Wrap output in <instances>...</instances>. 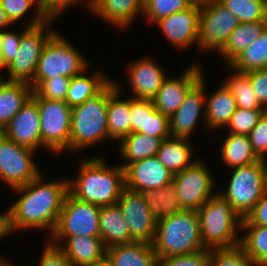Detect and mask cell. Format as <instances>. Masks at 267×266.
<instances>
[{"mask_svg": "<svg viewBox=\"0 0 267 266\" xmlns=\"http://www.w3.org/2000/svg\"><path fill=\"white\" fill-rule=\"evenodd\" d=\"M88 59L60 31H56L41 52L33 81V90L46 79L57 76L72 78L83 73L90 65Z\"/></svg>", "mask_w": 267, "mask_h": 266, "instance_id": "6", "label": "cell"}, {"mask_svg": "<svg viewBox=\"0 0 267 266\" xmlns=\"http://www.w3.org/2000/svg\"><path fill=\"white\" fill-rule=\"evenodd\" d=\"M35 152L0 133V181L13 190L36 179L42 172L34 161Z\"/></svg>", "mask_w": 267, "mask_h": 266, "instance_id": "12", "label": "cell"}, {"mask_svg": "<svg viewBox=\"0 0 267 266\" xmlns=\"http://www.w3.org/2000/svg\"><path fill=\"white\" fill-rule=\"evenodd\" d=\"M6 80V76L3 77V74L0 75V86L2 85V83Z\"/></svg>", "mask_w": 267, "mask_h": 266, "instance_id": "56", "label": "cell"}, {"mask_svg": "<svg viewBox=\"0 0 267 266\" xmlns=\"http://www.w3.org/2000/svg\"><path fill=\"white\" fill-rule=\"evenodd\" d=\"M112 266H156L157 255L152 244L132 242L107 248Z\"/></svg>", "mask_w": 267, "mask_h": 266, "instance_id": "28", "label": "cell"}, {"mask_svg": "<svg viewBox=\"0 0 267 266\" xmlns=\"http://www.w3.org/2000/svg\"><path fill=\"white\" fill-rule=\"evenodd\" d=\"M199 16L200 4L193 3L189 8L163 17L153 24L162 31L167 41L171 43L176 50H186L191 45L197 44L199 40Z\"/></svg>", "mask_w": 267, "mask_h": 266, "instance_id": "14", "label": "cell"}, {"mask_svg": "<svg viewBox=\"0 0 267 266\" xmlns=\"http://www.w3.org/2000/svg\"><path fill=\"white\" fill-rule=\"evenodd\" d=\"M157 258L186 255L207 249L203 245L196 210H183L157 221L152 243Z\"/></svg>", "mask_w": 267, "mask_h": 266, "instance_id": "4", "label": "cell"}, {"mask_svg": "<svg viewBox=\"0 0 267 266\" xmlns=\"http://www.w3.org/2000/svg\"><path fill=\"white\" fill-rule=\"evenodd\" d=\"M240 24L237 17L217 0H205L200 5L198 47L204 51L219 52L230 33Z\"/></svg>", "mask_w": 267, "mask_h": 266, "instance_id": "11", "label": "cell"}, {"mask_svg": "<svg viewBox=\"0 0 267 266\" xmlns=\"http://www.w3.org/2000/svg\"><path fill=\"white\" fill-rule=\"evenodd\" d=\"M228 66L232 70L243 73L267 69V27L260 36L237 55Z\"/></svg>", "mask_w": 267, "mask_h": 266, "instance_id": "34", "label": "cell"}, {"mask_svg": "<svg viewBox=\"0 0 267 266\" xmlns=\"http://www.w3.org/2000/svg\"><path fill=\"white\" fill-rule=\"evenodd\" d=\"M127 221L131 243L152 244L155 238L157 221L152 216L148 204L141 193L124 189L118 199Z\"/></svg>", "mask_w": 267, "mask_h": 266, "instance_id": "15", "label": "cell"}, {"mask_svg": "<svg viewBox=\"0 0 267 266\" xmlns=\"http://www.w3.org/2000/svg\"><path fill=\"white\" fill-rule=\"evenodd\" d=\"M116 89L114 79H111L96 95L72 107L70 153L75 154L100 142L110 141L107 105Z\"/></svg>", "mask_w": 267, "mask_h": 266, "instance_id": "3", "label": "cell"}, {"mask_svg": "<svg viewBox=\"0 0 267 266\" xmlns=\"http://www.w3.org/2000/svg\"><path fill=\"white\" fill-rule=\"evenodd\" d=\"M44 178L41 173L25 186L12 190L19 195L6 210L10 235L25 229H46L50 236L54 232L68 193V179L47 182Z\"/></svg>", "mask_w": 267, "mask_h": 266, "instance_id": "1", "label": "cell"}, {"mask_svg": "<svg viewBox=\"0 0 267 266\" xmlns=\"http://www.w3.org/2000/svg\"><path fill=\"white\" fill-rule=\"evenodd\" d=\"M162 140L142 133H131L119 141V154L124 169L135 161L156 156Z\"/></svg>", "mask_w": 267, "mask_h": 266, "instance_id": "30", "label": "cell"}, {"mask_svg": "<svg viewBox=\"0 0 267 266\" xmlns=\"http://www.w3.org/2000/svg\"><path fill=\"white\" fill-rule=\"evenodd\" d=\"M266 111V109L236 108L229 123L226 125V130L228 128V133L249 135Z\"/></svg>", "mask_w": 267, "mask_h": 266, "instance_id": "41", "label": "cell"}, {"mask_svg": "<svg viewBox=\"0 0 267 266\" xmlns=\"http://www.w3.org/2000/svg\"><path fill=\"white\" fill-rule=\"evenodd\" d=\"M151 99H136L131 97V133L146 135L147 114L155 111Z\"/></svg>", "mask_w": 267, "mask_h": 266, "instance_id": "43", "label": "cell"}, {"mask_svg": "<svg viewBox=\"0 0 267 266\" xmlns=\"http://www.w3.org/2000/svg\"><path fill=\"white\" fill-rule=\"evenodd\" d=\"M76 179H68V192L78 200L97 206L117 204L125 189L124 169L110 166L103 155L80 160Z\"/></svg>", "mask_w": 267, "mask_h": 266, "instance_id": "2", "label": "cell"}, {"mask_svg": "<svg viewBox=\"0 0 267 266\" xmlns=\"http://www.w3.org/2000/svg\"><path fill=\"white\" fill-rule=\"evenodd\" d=\"M227 189L217 191L243 219L267 191L266 160L232 168Z\"/></svg>", "mask_w": 267, "mask_h": 266, "instance_id": "7", "label": "cell"}, {"mask_svg": "<svg viewBox=\"0 0 267 266\" xmlns=\"http://www.w3.org/2000/svg\"><path fill=\"white\" fill-rule=\"evenodd\" d=\"M9 26H13V24L8 19L6 13L0 5V31L10 28Z\"/></svg>", "mask_w": 267, "mask_h": 266, "instance_id": "53", "label": "cell"}, {"mask_svg": "<svg viewBox=\"0 0 267 266\" xmlns=\"http://www.w3.org/2000/svg\"><path fill=\"white\" fill-rule=\"evenodd\" d=\"M193 3L202 4L205 0H191Z\"/></svg>", "mask_w": 267, "mask_h": 266, "instance_id": "57", "label": "cell"}, {"mask_svg": "<svg viewBox=\"0 0 267 266\" xmlns=\"http://www.w3.org/2000/svg\"><path fill=\"white\" fill-rule=\"evenodd\" d=\"M145 0H93L92 14L119 29L129 27L138 13L143 16Z\"/></svg>", "mask_w": 267, "mask_h": 266, "instance_id": "21", "label": "cell"}, {"mask_svg": "<svg viewBox=\"0 0 267 266\" xmlns=\"http://www.w3.org/2000/svg\"><path fill=\"white\" fill-rule=\"evenodd\" d=\"M209 258L210 249H201L186 255L157 258L156 266H208Z\"/></svg>", "mask_w": 267, "mask_h": 266, "instance_id": "44", "label": "cell"}, {"mask_svg": "<svg viewBox=\"0 0 267 266\" xmlns=\"http://www.w3.org/2000/svg\"><path fill=\"white\" fill-rule=\"evenodd\" d=\"M2 69L4 70L5 68H4V66H3V64H2V62H1V59H0V75L2 74V73H1V71H3Z\"/></svg>", "mask_w": 267, "mask_h": 266, "instance_id": "58", "label": "cell"}, {"mask_svg": "<svg viewBox=\"0 0 267 266\" xmlns=\"http://www.w3.org/2000/svg\"><path fill=\"white\" fill-rule=\"evenodd\" d=\"M225 66L230 73L233 71V74L229 75L225 81L223 80V83L232 92V95L236 100V108L265 109L256 99V95L251 88L248 75L243 72L232 70L228 65Z\"/></svg>", "mask_w": 267, "mask_h": 266, "instance_id": "36", "label": "cell"}, {"mask_svg": "<svg viewBox=\"0 0 267 266\" xmlns=\"http://www.w3.org/2000/svg\"><path fill=\"white\" fill-rule=\"evenodd\" d=\"M114 82L117 89L109 97L107 105V123L109 138L112 142H119L121 139L131 134V97L122 98V86L118 81Z\"/></svg>", "mask_w": 267, "mask_h": 266, "instance_id": "25", "label": "cell"}, {"mask_svg": "<svg viewBox=\"0 0 267 266\" xmlns=\"http://www.w3.org/2000/svg\"><path fill=\"white\" fill-rule=\"evenodd\" d=\"M83 73L71 78L67 91L66 103L70 107L83 104L88 98L96 95L112 78L105 71L96 69L94 72ZM87 74V75H86Z\"/></svg>", "mask_w": 267, "mask_h": 266, "instance_id": "29", "label": "cell"}, {"mask_svg": "<svg viewBox=\"0 0 267 266\" xmlns=\"http://www.w3.org/2000/svg\"><path fill=\"white\" fill-rule=\"evenodd\" d=\"M126 69L132 98L136 99H152L168 77L162 66L152 57L136 59Z\"/></svg>", "mask_w": 267, "mask_h": 266, "instance_id": "20", "label": "cell"}, {"mask_svg": "<svg viewBox=\"0 0 267 266\" xmlns=\"http://www.w3.org/2000/svg\"><path fill=\"white\" fill-rule=\"evenodd\" d=\"M33 95V88L25 82L5 80L0 86V133Z\"/></svg>", "mask_w": 267, "mask_h": 266, "instance_id": "27", "label": "cell"}, {"mask_svg": "<svg viewBox=\"0 0 267 266\" xmlns=\"http://www.w3.org/2000/svg\"><path fill=\"white\" fill-rule=\"evenodd\" d=\"M198 159L192 166L173 175L172 184L184 210H198L216 193L214 174Z\"/></svg>", "mask_w": 267, "mask_h": 266, "instance_id": "13", "label": "cell"}, {"mask_svg": "<svg viewBox=\"0 0 267 266\" xmlns=\"http://www.w3.org/2000/svg\"><path fill=\"white\" fill-rule=\"evenodd\" d=\"M221 145V157L224 165L232 168L246 166L260 159L254 153L248 135L228 133Z\"/></svg>", "mask_w": 267, "mask_h": 266, "instance_id": "32", "label": "cell"}, {"mask_svg": "<svg viewBox=\"0 0 267 266\" xmlns=\"http://www.w3.org/2000/svg\"><path fill=\"white\" fill-rule=\"evenodd\" d=\"M196 62L189 65L181 76L167 77L156 95L151 99L154 107L162 114L170 116L183 103L188 92L200 81L203 70Z\"/></svg>", "mask_w": 267, "mask_h": 266, "instance_id": "17", "label": "cell"}, {"mask_svg": "<svg viewBox=\"0 0 267 266\" xmlns=\"http://www.w3.org/2000/svg\"><path fill=\"white\" fill-rule=\"evenodd\" d=\"M246 74L249 77L256 99L267 110V69L253 70Z\"/></svg>", "mask_w": 267, "mask_h": 266, "instance_id": "50", "label": "cell"}, {"mask_svg": "<svg viewBox=\"0 0 267 266\" xmlns=\"http://www.w3.org/2000/svg\"><path fill=\"white\" fill-rule=\"evenodd\" d=\"M233 13L240 23L267 21L264 0H217Z\"/></svg>", "mask_w": 267, "mask_h": 266, "instance_id": "37", "label": "cell"}, {"mask_svg": "<svg viewBox=\"0 0 267 266\" xmlns=\"http://www.w3.org/2000/svg\"><path fill=\"white\" fill-rule=\"evenodd\" d=\"M0 31V59L6 69L14 60L18 53L20 41L22 39V31Z\"/></svg>", "mask_w": 267, "mask_h": 266, "instance_id": "45", "label": "cell"}, {"mask_svg": "<svg viewBox=\"0 0 267 266\" xmlns=\"http://www.w3.org/2000/svg\"><path fill=\"white\" fill-rule=\"evenodd\" d=\"M192 4L191 0H145L143 18L153 24L160 18L189 8Z\"/></svg>", "mask_w": 267, "mask_h": 266, "instance_id": "40", "label": "cell"}, {"mask_svg": "<svg viewBox=\"0 0 267 266\" xmlns=\"http://www.w3.org/2000/svg\"><path fill=\"white\" fill-rule=\"evenodd\" d=\"M0 256V266H14L12 262Z\"/></svg>", "mask_w": 267, "mask_h": 266, "instance_id": "55", "label": "cell"}, {"mask_svg": "<svg viewBox=\"0 0 267 266\" xmlns=\"http://www.w3.org/2000/svg\"><path fill=\"white\" fill-rule=\"evenodd\" d=\"M190 144L189 139L170 136L162 140L156 157L174 175L198 160L192 157L195 152Z\"/></svg>", "mask_w": 267, "mask_h": 266, "instance_id": "26", "label": "cell"}, {"mask_svg": "<svg viewBox=\"0 0 267 266\" xmlns=\"http://www.w3.org/2000/svg\"><path fill=\"white\" fill-rule=\"evenodd\" d=\"M71 78L57 76L42 81L34 90L33 95L37 99L64 100L66 101Z\"/></svg>", "mask_w": 267, "mask_h": 266, "instance_id": "42", "label": "cell"}, {"mask_svg": "<svg viewBox=\"0 0 267 266\" xmlns=\"http://www.w3.org/2000/svg\"><path fill=\"white\" fill-rule=\"evenodd\" d=\"M267 27V21L240 23L231 33L225 46L217 53L228 65L251 45Z\"/></svg>", "mask_w": 267, "mask_h": 266, "instance_id": "31", "label": "cell"}, {"mask_svg": "<svg viewBox=\"0 0 267 266\" xmlns=\"http://www.w3.org/2000/svg\"><path fill=\"white\" fill-rule=\"evenodd\" d=\"M0 5L12 24L18 23L19 20L21 22L23 16L34 7L35 13L33 18H30V23H27L28 27L40 25L48 20L41 11L39 0H0Z\"/></svg>", "mask_w": 267, "mask_h": 266, "instance_id": "38", "label": "cell"}, {"mask_svg": "<svg viewBox=\"0 0 267 266\" xmlns=\"http://www.w3.org/2000/svg\"><path fill=\"white\" fill-rule=\"evenodd\" d=\"M207 82L204 72L200 81L188 92L183 103L170 118V134L172 137L191 138L201 119L205 124V95ZM200 118V119H199Z\"/></svg>", "mask_w": 267, "mask_h": 266, "instance_id": "16", "label": "cell"}, {"mask_svg": "<svg viewBox=\"0 0 267 266\" xmlns=\"http://www.w3.org/2000/svg\"><path fill=\"white\" fill-rule=\"evenodd\" d=\"M99 230L106 248L131 243L128 224L118 203L100 207Z\"/></svg>", "mask_w": 267, "mask_h": 266, "instance_id": "24", "label": "cell"}, {"mask_svg": "<svg viewBox=\"0 0 267 266\" xmlns=\"http://www.w3.org/2000/svg\"><path fill=\"white\" fill-rule=\"evenodd\" d=\"M99 215L100 206L78 200L68 192L56 228L47 240L58 246L67 237H100Z\"/></svg>", "mask_w": 267, "mask_h": 266, "instance_id": "8", "label": "cell"}, {"mask_svg": "<svg viewBox=\"0 0 267 266\" xmlns=\"http://www.w3.org/2000/svg\"><path fill=\"white\" fill-rule=\"evenodd\" d=\"M252 149L261 160H267V111L248 135Z\"/></svg>", "mask_w": 267, "mask_h": 266, "instance_id": "46", "label": "cell"}, {"mask_svg": "<svg viewBox=\"0 0 267 266\" xmlns=\"http://www.w3.org/2000/svg\"><path fill=\"white\" fill-rule=\"evenodd\" d=\"M1 133L20 146L36 151L41 148V120L34 95Z\"/></svg>", "mask_w": 267, "mask_h": 266, "instance_id": "19", "label": "cell"}, {"mask_svg": "<svg viewBox=\"0 0 267 266\" xmlns=\"http://www.w3.org/2000/svg\"><path fill=\"white\" fill-rule=\"evenodd\" d=\"M41 120V148L57 155L70 152L71 113L64 100L37 99Z\"/></svg>", "mask_w": 267, "mask_h": 266, "instance_id": "10", "label": "cell"}, {"mask_svg": "<svg viewBox=\"0 0 267 266\" xmlns=\"http://www.w3.org/2000/svg\"><path fill=\"white\" fill-rule=\"evenodd\" d=\"M54 22L55 19H48L34 27L24 25L18 53L6 68V80L28 84L33 81L43 47L57 31L53 28Z\"/></svg>", "mask_w": 267, "mask_h": 266, "instance_id": "9", "label": "cell"}, {"mask_svg": "<svg viewBox=\"0 0 267 266\" xmlns=\"http://www.w3.org/2000/svg\"><path fill=\"white\" fill-rule=\"evenodd\" d=\"M86 266H112V265L111 262L107 259V257H105L100 261L94 262L93 264H89Z\"/></svg>", "mask_w": 267, "mask_h": 266, "instance_id": "54", "label": "cell"}, {"mask_svg": "<svg viewBox=\"0 0 267 266\" xmlns=\"http://www.w3.org/2000/svg\"><path fill=\"white\" fill-rule=\"evenodd\" d=\"M125 188L133 192L157 190L173 181V174L156 156L141 159L124 168Z\"/></svg>", "mask_w": 267, "mask_h": 266, "instance_id": "18", "label": "cell"}, {"mask_svg": "<svg viewBox=\"0 0 267 266\" xmlns=\"http://www.w3.org/2000/svg\"><path fill=\"white\" fill-rule=\"evenodd\" d=\"M44 244L39 266H73L58 246H54L47 239Z\"/></svg>", "mask_w": 267, "mask_h": 266, "instance_id": "49", "label": "cell"}, {"mask_svg": "<svg viewBox=\"0 0 267 266\" xmlns=\"http://www.w3.org/2000/svg\"><path fill=\"white\" fill-rule=\"evenodd\" d=\"M146 135L164 140L171 136L169 117L155 110L147 114Z\"/></svg>", "mask_w": 267, "mask_h": 266, "instance_id": "48", "label": "cell"}, {"mask_svg": "<svg viewBox=\"0 0 267 266\" xmlns=\"http://www.w3.org/2000/svg\"><path fill=\"white\" fill-rule=\"evenodd\" d=\"M245 231V232H244ZM240 245L259 266H267V226L241 225Z\"/></svg>", "mask_w": 267, "mask_h": 266, "instance_id": "35", "label": "cell"}, {"mask_svg": "<svg viewBox=\"0 0 267 266\" xmlns=\"http://www.w3.org/2000/svg\"><path fill=\"white\" fill-rule=\"evenodd\" d=\"M81 1L84 2V0H39L42 13L47 19L55 20H57L60 15H62L69 8L80 5L82 3ZM92 2L93 0L85 1V5L87 8H89V12L92 7Z\"/></svg>", "mask_w": 267, "mask_h": 266, "instance_id": "47", "label": "cell"}, {"mask_svg": "<svg viewBox=\"0 0 267 266\" xmlns=\"http://www.w3.org/2000/svg\"><path fill=\"white\" fill-rule=\"evenodd\" d=\"M212 196L197 210L203 245L207 249L240 244L242 218L220 194Z\"/></svg>", "mask_w": 267, "mask_h": 266, "instance_id": "5", "label": "cell"}, {"mask_svg": "<svg viewBox=\"0 0 267 266\" xmlns=\"http://www.w3.org/2000/svg\"><path fill=\"white\" fill-rule=\"evenodd\" d=\"M8 235L10 234L8 231L7 212L5 211L0 213V240L2 241Z\"/></svg>", "mask_w": 267, "mask_h": 266, "instance_id": "52", "label": "cell"}, {"mask_svg": "<svg viewBox=\"0 0 267 266\" xmlns=\"http://www.w3.org/2000/svg\"><path fill=\"white\" fill-rule=\"evenodd\" d=\"M58 247L73 266H86L106 257L105 244L100 237L72 236L65 238Z\"/></svg>", "mask_w": 267, "mask_h": 266, "instance_id": "22", "label": "cell"}, {"mask_svg": "<svg viewBox=\"0 0 267 266\" xmlns=\"http://www.w3.org/2000/svg\"><path fill=\"white\" fill-rule=\"evenodd\" d=\"M140 193L156 221L184 210L172 183L157 190L142 191Z\"/></svg>", "mask_w": 267, "mask_h": 266, "instance_id": "33", "label": "cell"}, {"mask_svg": "<svg viewBox=\"0 0 267 266\" xmlns=\"http://www.w3.org/2000/svg\"><path fill=\"white\" fill-rule=\"evenodd\" d=\"M241 225L267 226V191L255 204L253 209L242 219Z\"/></svg>", "mask_w": 267, "mask_h": 266, "instance_id": "51", "label": "cell"}, {"mask_svg": "<svg viewBox=\"0 0 267 266\" xmlns=\"http://www.w3.org/2000/svg\"><path fill=\"white\" fill-rule=\"evenodd\" d=\"M236 110V100L232 92L223 83L216 91L205 95V127L219 130L229 123L231 116Z\"/></svg>", "mask_w": 267, "mask_h": 266, "instance_id": "23", "label": "cell"}, {"mask_svg": "<svg viewBox=\"0 0 267 266\" xmlns=\"http://www.w3.org/2000/svg\"><path fill=\"white\" fill-rule=\"evenodd\" d=\"M266 11H267V0H264Z\"/></svg>", "mask_w": 267, "mask_h": 266, "instance_id": "59", "label": "cell"}, {"mask_svg": "<svg viewBox=\"0 0 267 266\" xmlns=\"http://www.w3.org/2000/svg\"><path fill=\"white\" fill-rule=\"evenodd\" d=\"M208 266H259L240 244L232 247L210 249Z\"/></svg>", "mask_w": 267, "mask_h": 266, "instance_id": "39", "label": "cell"}]
</instances>
